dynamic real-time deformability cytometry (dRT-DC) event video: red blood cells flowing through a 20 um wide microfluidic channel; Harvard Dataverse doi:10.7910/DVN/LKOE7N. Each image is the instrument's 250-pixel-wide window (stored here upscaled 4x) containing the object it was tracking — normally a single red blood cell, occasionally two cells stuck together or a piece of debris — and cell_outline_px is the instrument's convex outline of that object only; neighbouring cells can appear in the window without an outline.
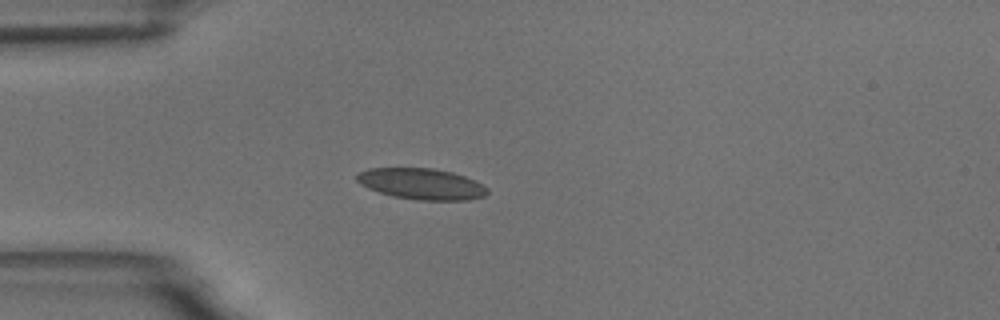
{"species": "common noctule bat (a hibernating species)", "species_latin": "Nyctalus noctula", "temperature_condition": "room temperature", "stored_images_in_passage": 41, "camera_frame_rate_fps": 3000, "um_per_image_px": 0.085, "animal": {"sex": "male", "body_mass_g": 18.8}, "frame": {"image": 1, "passage_image": 1, "time_ms": 0.0, "image_size_px": [1000, 320], "cell_outline_px": [[488, 192], [484, 196], [468, 200], [416, 200], [392, 196], [368, 188], [360, 184], [356, 180], [356, 176], [360, 172], [368, 168], [432, 168], [452, 172], [464, 176], [488, 188]], "centroid_in_image_um": [35.8, 15.63], "position_along_channel_um": 49.2, "area_um2": 23.52}}
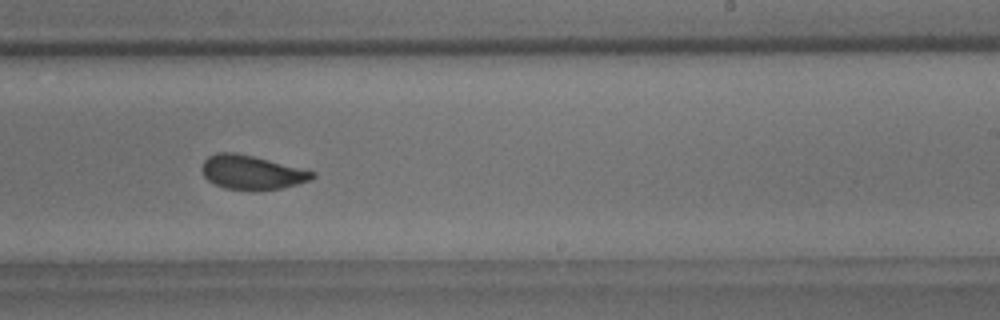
{"frame": {"image": 2, "passage_image": 20, "time_ms": 6.333, "image_size_px": [1000, 320], "cell_outline_px": [[316, 176], [312, 180], [280, 188], [224, 188], [208, 180], [204, 176], [200, 168], [204, 160], [208, 156], [216, 152], [236, 152], [316, 172]], "centroid_in_image_um": [21.37, 14.61], "position_along_channel_um": 267.6, "area_um2": 21.33}}
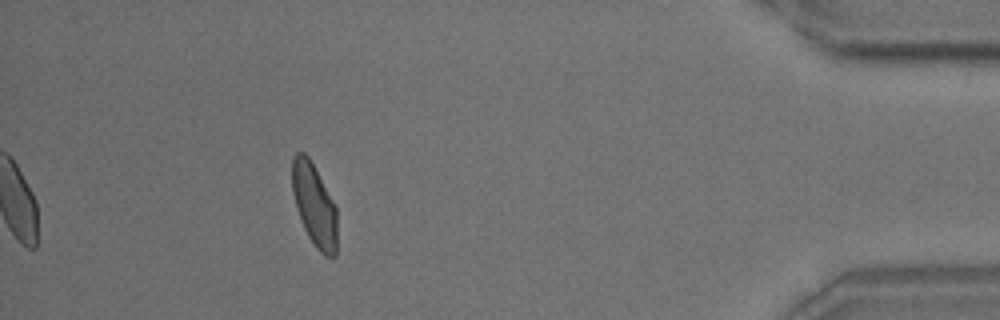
{"frame": {"image": 3, "passage_image": 36, "time_ms": 11.667, "image_size_px": [1000, 320], "cell_outline_px": [[336, 256], [324, 256], [316, 248], [308, 236], [304, 228], [296, 208], [292, 192], [292, 156], [296, 152], [304, 152], [308, 156], [332, 200], [336, 208]], "centroid_in_image_um": [26.69, 17.43], "position_along_channel_um": 408.5, "area_um2": 21.39}, "authors_computed_cell_mechanics": {"area_um2": 22.253, "velocity_mm_per_s": 3.6366, "shape_relaxation_time_tau1_ms": 4.8324, "shape_relaxation_time_tau2_ms": 1.1387, "deformation_change_tau1": 0.134, "deformation_change_tau2": 0.0584}}